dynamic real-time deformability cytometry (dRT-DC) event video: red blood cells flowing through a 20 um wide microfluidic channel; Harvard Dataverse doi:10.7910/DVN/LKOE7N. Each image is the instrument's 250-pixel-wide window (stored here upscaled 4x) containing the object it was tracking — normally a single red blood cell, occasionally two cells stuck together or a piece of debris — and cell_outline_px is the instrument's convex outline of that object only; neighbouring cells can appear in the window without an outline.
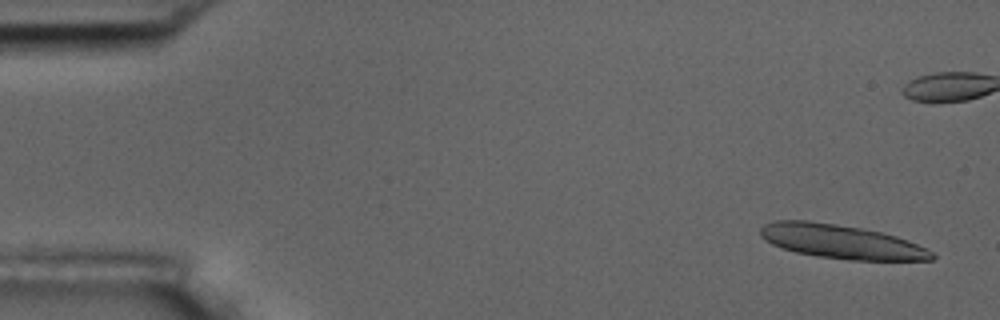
{"species": "common noctule bat (a hibernating species)", "species_latin": "Nyctalus noctula", "temperature_condition": "room temperature", "stored_images_in_passage": 16, "camera_frame_rate_fps": 3000, "um_per_image_px": 0.085, "animal": {"sex": "male", "body_mass_g": 17.5, "forearm_length_mm": 52.3}, "frame": {"image": 1, "passage_image": 3, "time_ms": 0.667, "image_size_px": [1000, 320], "cell_outline_px": [[936, 256], [932, 260], [848, 260], [816, 256], [796, 252], [780, 248], [764, 240], [760, 236], [760, 228], [764, 224], [776, 220], [808, 220], [864, 228], [896, 236], [908, 240], [932, 252]], "centroid_in_image_um": [71.46, 20.53], "position_along_channel_um": 13.5, "area_um2": 34.04}}